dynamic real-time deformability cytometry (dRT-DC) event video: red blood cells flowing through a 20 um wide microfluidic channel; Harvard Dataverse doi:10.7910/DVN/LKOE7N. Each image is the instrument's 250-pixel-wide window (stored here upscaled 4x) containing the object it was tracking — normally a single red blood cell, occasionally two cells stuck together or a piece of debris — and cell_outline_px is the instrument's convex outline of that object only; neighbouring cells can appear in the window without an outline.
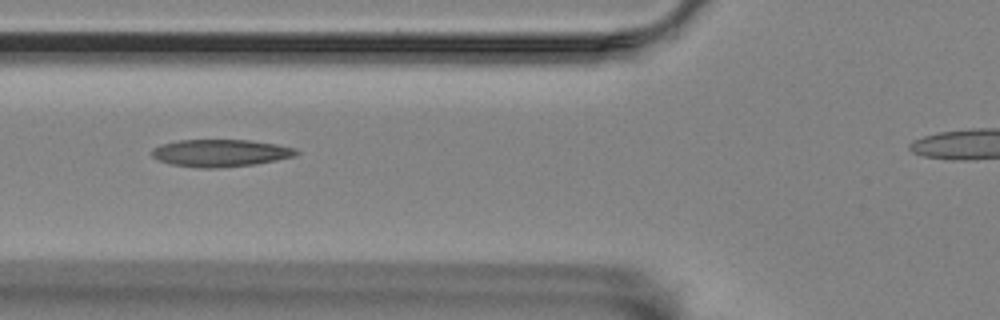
{"species": "Egyptian fruit bat (a non-hibernating species)", "species_latin": "Rousettus aegyptiacus", "temperature_condition": "room temperature", "stored_images_in_passage": 10, "camera_frame_rate_fps": 3000, "um_per_image_px": 0.085, "animal": {"sex": "female"}, "frame": {"image": 1, "passage_image": 2, "time_ms": 1.0, "image_size_px": [1000, 320], "cell_outline_px": [[300, 152], [296, 156], [276, 160], [252, 164], [216, 168], [200, 168], [172, 164], [160, 160], [152, 156], [152, 148], [160, 144], [180, 140], [248, 140], [276, 144], [296, 148]], "centroid_in_image_um": [18.75, 13.0], "position_along_channel_um": 107.0, "area_um2": 22.83}}
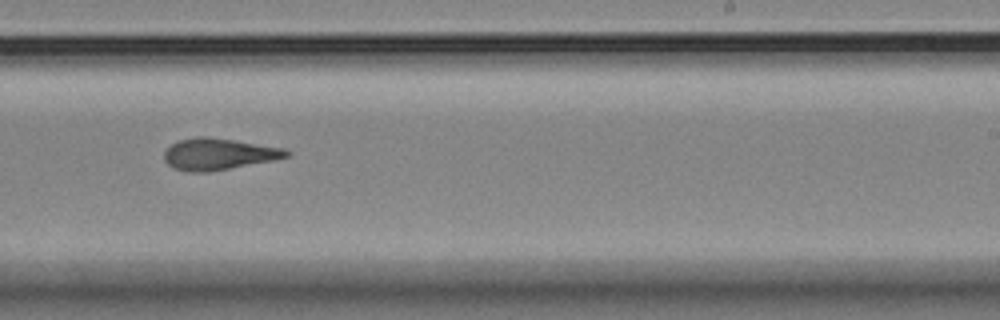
{"frame": {"image": 2, "passage_image": 6, "time_ms": 5.667, "image_size_px": [1000, 320], "cell_outline_px": [[292, 152], [288, 156], [272, 160], [208, 172], [188, 172], [172, 168], [164, 160], [164, 152], [172, 144], [180, 140], [196, 136], [208, 136], [284, 148]], "centroid_in_image_um": [18.54, 13.09], "position_along_channel_um": 270.5, "area_um2": 22.31}}
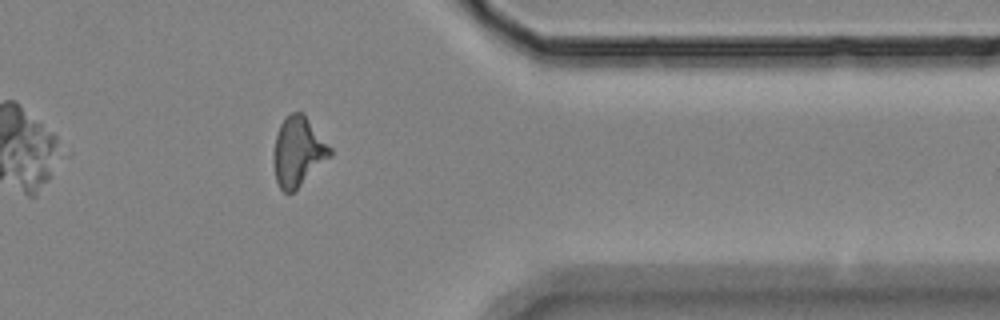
{"frame": {"image": 3, "passage_image": 9, "time_ms": 9.333, "image_size_px": [1000, 320], "cell_outline_px": [[332, 156], [292, 192], [284, 192], [280, 188], [276, 180], [272, 160], [272, 156], [276, 136], [280, 124], [292, 112], [304, 112], [332, 148]], "centroid_in_image_um": [25.35, 12.86], "position_along_channel_um": 386.1, "area_um2": 22.89}, "authors_computed_cell_mechanics": {"area_um2": 22.253, "velocity_mm_per_s": 3.4962, "shape_relaxation_time_tau1_ms": 9.316, "shape_relaxation_time_tau2_ms": 5.3303, "deformation_change_tau1": 0.21, "deformation_change_tau2": 0.1399}}